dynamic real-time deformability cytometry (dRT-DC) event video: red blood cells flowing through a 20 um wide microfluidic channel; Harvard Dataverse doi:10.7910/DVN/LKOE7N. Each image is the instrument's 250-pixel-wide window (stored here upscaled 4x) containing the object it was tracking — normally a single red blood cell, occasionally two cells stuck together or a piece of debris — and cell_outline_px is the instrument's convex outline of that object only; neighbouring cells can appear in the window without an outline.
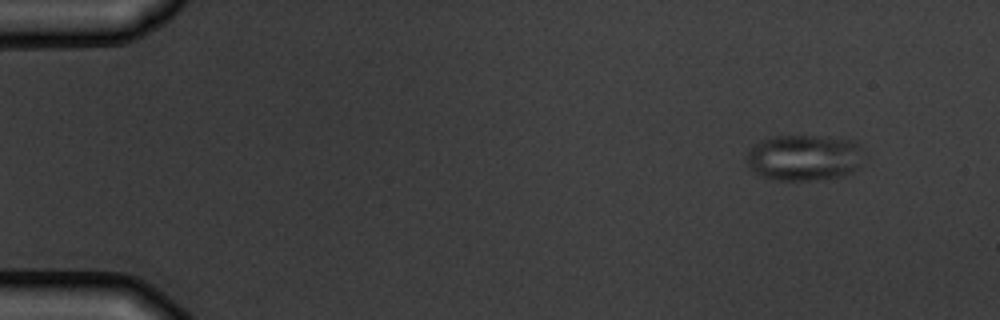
{"species": "common noctule bat (a hibernating species)", "species_latin": "Nyctalus noctula", "temperature_condition": "warm", "stored_images_in_passage": 4, "camera_frame_rate_fps": 3000, "um_per_image_px": 0.085, "animal": {"sex": "male", "body_mass_g": 19.5, "forearm_length_mm": 54.6}, "frame": {"image": 1, "passage_image": 1, "time_ms": 0.0, "image_size_px": [1000, 320], "cell_outline_px": [[860, 148], [856, 168], [852, 172], [844, 176], [808, 180], [776, 180], [760, 176], [752, 172], [748, 168], [744, 160], [752, 144], [772, 136], [816, 136], [856, 140], [860, 144]], "centroid_in_image_um": [68.24, 13.4], "position_along_channel_um": 16.8, "area_um2": 31.5}}